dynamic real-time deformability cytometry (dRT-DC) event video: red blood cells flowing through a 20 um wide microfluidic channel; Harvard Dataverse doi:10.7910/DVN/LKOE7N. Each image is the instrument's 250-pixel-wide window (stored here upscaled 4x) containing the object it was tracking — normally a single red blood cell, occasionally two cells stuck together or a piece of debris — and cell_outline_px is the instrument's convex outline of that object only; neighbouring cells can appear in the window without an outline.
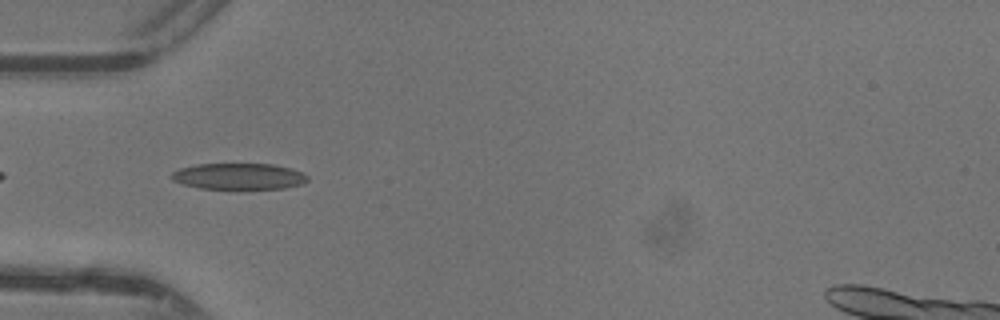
{"species": "common noctule bat (a hibernating species)", "species_latin": "Nyctalus noctula", "temperature_condition": "warm", "stored_images_in_passage": 38, "camera_frame_rate_fps": 3000, "um_per_image_px": 0.085, "animal": {"sex": "female"}, "frame": {"image": 1, "passage_image": 7, "time_ms": 2.0, "image_size_px": [1000, 320], "cell_outline_px": [[308, 180], [300, 184], [284, 188], [200, 188], [184, 184], [172, 180], [168, 176], [172, 172], [180, 168], [196, 164], [272, 164], [288, 168], [300, 172], [308, 176]], "centroid_in_image_um": [20.24, 14.98], "position_along_channel_um": 64.8, "area_um2": 20.46}}
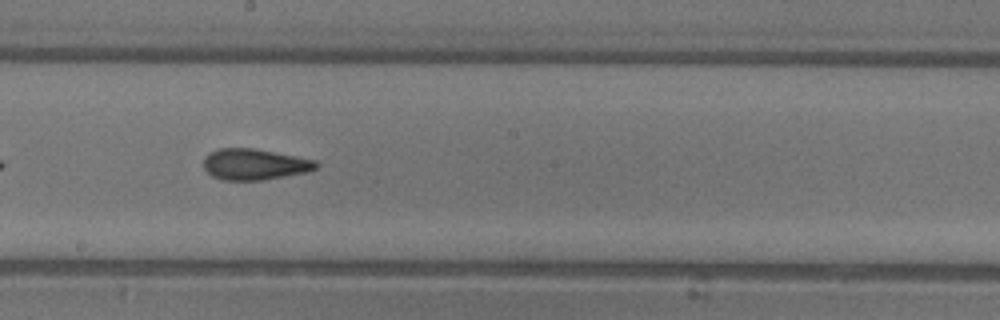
{"frame": {"image": 2, "passage_image": 18, "time_ms": 5.667, "image_size_px": [1000, 320], "cell_outline_px": [[320, 164], [316, 168], [304, 172], [264, 180], [224, 180], [212, 176], [204, 168], [204, 156], [208, 152], [220, 148], [252, 148], [296, 156], [316, 160]], "centroid_in_image_um": [21.61, 13.96], "position_along_channel_um": 226.6, "area_um2": 20.29}}
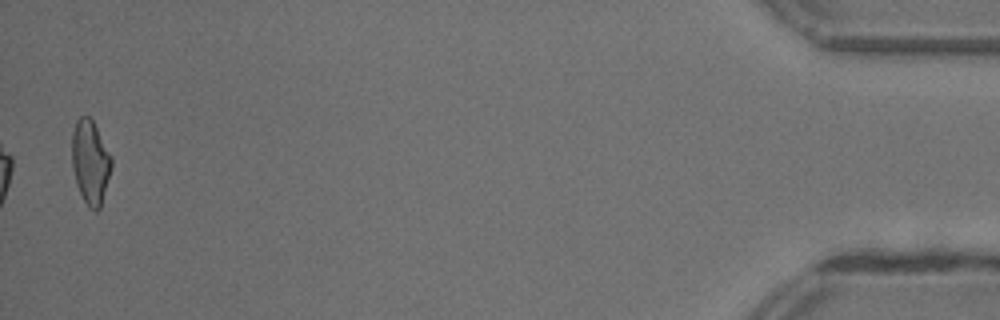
{"frame": {"image": 3, "passage_image": 38, "time_ms": 12.333, "image_size_px": [1000, 320], "cell_outline_px": [[112, 168], [100, 208], [96, 212], [88, 208], [76, 184], [72, 168], [72, 132], [76, 120], [80, 116], [88, 116], [92, 120], [112, 156]], "centroid_in_image_um": [7.68, 13.79], "position_along_channel_um": 427.5, "area_um2": 19.48}, "authors_computed_cell_mechanics": {"area_um2": 20.1433, "velocity_mm_per_s": 4.4262, "shape_relaxation_time_tau1_ms": 6.6141, "shape_relaxation_time_tau2_ms": 1.765, "deformation_change_tau1": 0.2239, "deformation_change_tau2": 0.1092}}